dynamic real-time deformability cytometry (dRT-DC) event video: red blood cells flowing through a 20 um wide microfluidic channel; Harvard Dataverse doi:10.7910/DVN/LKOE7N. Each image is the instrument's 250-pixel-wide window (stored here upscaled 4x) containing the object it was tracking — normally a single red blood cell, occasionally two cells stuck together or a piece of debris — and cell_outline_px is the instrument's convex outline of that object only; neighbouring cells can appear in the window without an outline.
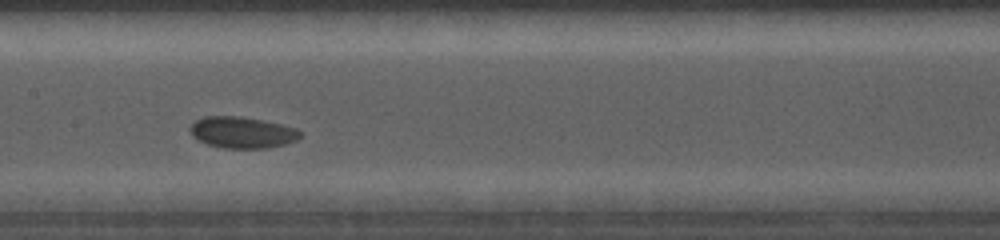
{"species": "common noctule bat (a hibernating species)", "species_latin": "Nyctalus noctula", "temperature_condition": "cold", "stored_images_in_passage": 12, "camera_frame_rate_fps": 5000, "um_per_image_px": 0.085, "animal": {"sex": "female", "body_mass_g": 19.0, "forearm_length_mm": 56.7}, "frame": {"image": 1, "passage_image": 6, "time_ms": 4.6, "image_size_px": [1000, 240], "cell_outline_px": [[300, 136], [296, 140], [284, 144], [268, 148], [224, 148], [208, 144], [196, 140], [192, 136], [188, 128], [196, 120], [204, 116], [240, 116], [280, 124], [296, 128], [300, 132]], "centroid_in_image_um": [20.53, 11.26], "position_along_channel_um": 186.9, "area_um2": 20.06}}
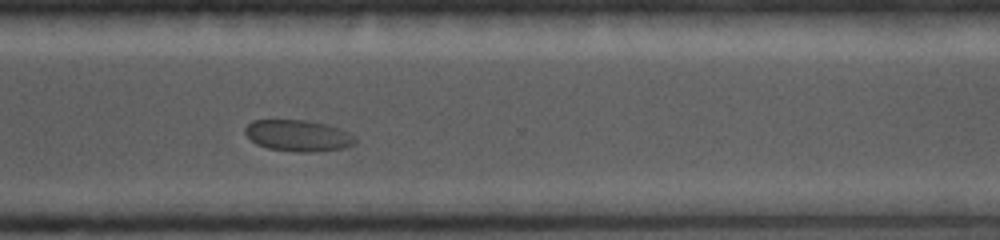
{"frame": {"image": 2, "passage_image": 10, "time_ms": 8.2, "image_size_px": [1000, 240], "cell_outline_px": [[356, 140], [348, 148], [304, 152], [300, 152], [268, 148], [256, 144], [244, 132], [244, 128], [252, 120], [308, 120], [328, 124], [348, 132], [356, 136]], "centroid_in_image_um": [25.35, 11.52], "position_along_channel_um": 345.3, "area_um2": 20.11}}
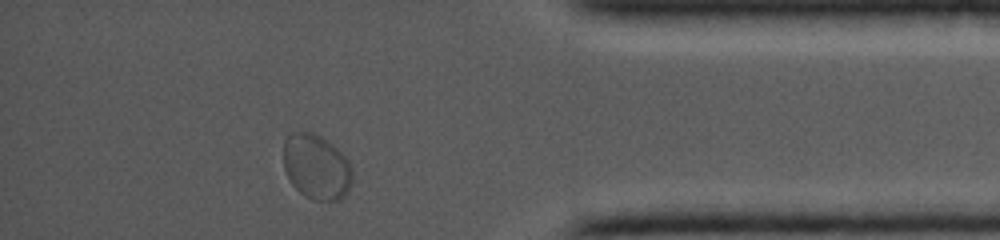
{"frame": {"image": 3, "passage_image": 12, "time_ms": 10.0, "image_size_px": [1000, 240], "cell_outline_px": [[352, 180], [344, 196], [340, 200], [316, 200], [304, 196], [292, 184], [284, 168], [284, 140], [292, 132], [312, 132], [320, 136], [332, 144], [348, 160], [352, 168]], "centroid_in_image_um": [26.89, 14.18], "position_along_channel_um": 408.3, "area_um2": 25.95}}